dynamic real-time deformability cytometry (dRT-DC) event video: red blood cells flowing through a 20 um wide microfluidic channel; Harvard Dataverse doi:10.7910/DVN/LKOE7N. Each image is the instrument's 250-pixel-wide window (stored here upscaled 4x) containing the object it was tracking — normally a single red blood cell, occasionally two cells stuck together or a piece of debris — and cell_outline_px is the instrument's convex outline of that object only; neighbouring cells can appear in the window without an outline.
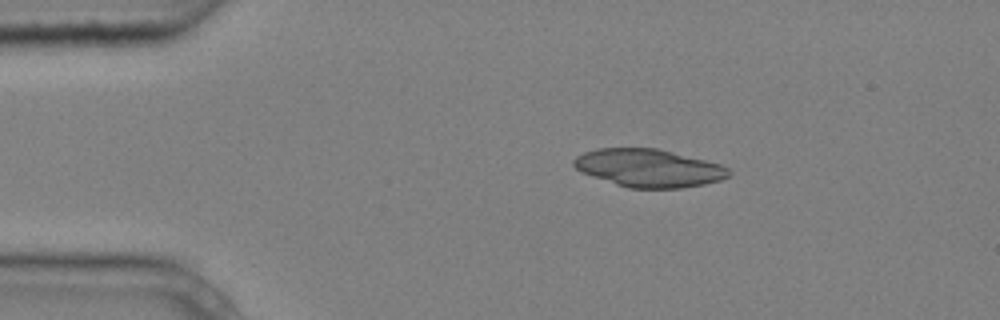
{"species": "common noctule bat (a hibernating species)", "species_latin": "Nyctalus noctula", "temperature_condition": "cold", "stored_images_in_passage": 3, "camera_frame_rate_fps": 3000, "um_per_image_px": 0.085, "animal": {"sex": "male", "body_mass_g": 20.4}, "frame": {"image": 1, "passage_image": 1, "time_ms": 0.0, "image_size_px": [1000, 320], "cell_outline_px": [[732, 172], [728, 176], [720, 180], [704, 184], [680, 188], [628, 188], [580, 172], [572, 164], [572, 160], [576, 156], [584, 152], [596, 148], [656, 148], [720, 164], [728, 168]], "centroid_in_image_um": [55.11, 14.28], "position_along_channel_um": 29.9, "area_um2": 34.1}}